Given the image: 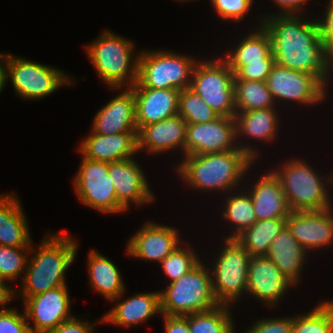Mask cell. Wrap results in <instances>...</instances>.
<instances>
[{
	"label": "cell",
	"instance_id": "1",
	"mask_svg": "<svg viewBox=\"0 0 333 333\" xmlns=\"http://www.w3.org/2000/svg\"><path fill=\"white\" fill-rule=\"evenodd\" d=\"M303 18L293 14H273L260 20L271 37L275 63L310 73L326 87L333 61L325 51L317 19Z\"/></svg>",
	"mask_w": 333,
	"mask_h": 333
},
{
	"label": "cell",
	"instance_id": "2",
	"mask_svg": "<svg viewBox=\"0 0 333 333\" xmlns=\"http://www.w3.org/2000/svg\"><path fill=\"white\" fill-rule=\"evenodd\" d=\"M24 273L20 296L28 297L65 286V273L77 256L76 241L67 234H49L39 248H33Z\"/></svg>",
	"mask_w": 333,
	"mask_h": 333
},
{
	"label": "cell",
	"instance_id": "3",
	"mask_svg": "<svg viewBox=\"0 0 333 333\" xmlns=\"http://www.w3.org/2000/svg\"><path fill=\"white\" fill-rule=\"evenodd\" d=\"M178 174L189 186L204 191H231L241 182L243 175L255 160L243 149L220 153L184 156ZM235 188V189H234Z\"/></svg>",
	"mask_w": 333,
	"mask_h": 333
},
{
	"label": "cell",
	"instance_id": "4",
	"mask_svg": "<svg viewBox=\"0 0 333 333\" xmlns=\"http://www.w3.org/2000/svg\"><path fill=\"white\" fill-rule=\"evenodd\" d=\"M90 44L86 47L88 57L108 87L113 90L126 84V87H131L138 80L139 53L136 57L133 55V42L103 31Z\"/></svg>",
	"mask_w": 333,
	"mask_h": 333
},
{
	"label": "cell",
	"instance_id": "5",
	"mask_svg": "<svg viewBox=\"0 0 333 333\" xmlns=\"http://www.w3.org/2000/svg\"><path fill=\"white\" fill-rule=\"evenodd\" d=\"M283 164L272 172L279 179L291 211H319L332 207L324 182L327 186L333 184V174L325 176L327 179L321 178L308 163L299 159Z\"/></svg>",
	"mask_w": 333,
	"mask_h": 333
},
{
	"label": "cell",
	"instance_id": "6",
	"mask_svg": "<svg viewBox=\"0 0 333 333\" xmlns=\"http://www.w3.org/2000/svg\"><path fill=\"white\" fill-rule=\"evenodd\" d=\"M200 262L190 272L169 283L160 291L161 314L186 316L218 306L212 287V276Z\"/></svg>",
	"mask_w": 333,
	"mask_h": 333
},
{
	"label": "cell",
	"instance_id": "7",
	"mask_svg": "<svg viewBox=\"0 0 333 333\" xmlns=\"http://www.w3.org/2000/svg\"><path fill=\"white\" fill-rule=\"evenodd\" d=\"M0 59L4 86L10 78L16 93L24 99H41L54 93L61 86L75 83L70 76L67 77L55 67L7 53H0Z\"/></svg>",
	"mask_w": 333,
	"mask_h": 333
},
{
	"label": "cell",
	"instance_id": "8",
	"mask_svg": "<svg viewBox=\"0 0 333 333\" xmlns=\"http://www.w3.org/2000/svg\"><path fill=\"white\" fill-rule=\"evenodd\" d=\"M198 61L193 57L166 50L142 51L139 54L138 82L152 89L190 88Z\"/></svg>",
	"mask_w": 333,
	"mask_h": 333
},
{
	"label": "cell",
	"instance_id": "9",
	"mask_svg": "<svg viewBox=\"0 0 333 333\" xmlns=\"http://www.w3.org/2000/svg\"><path fill=\"white\" fill-rule=\"evenodd\" d=\"M222 57L198 61L190 89L220 116L235 117L234 72ZM213 60V61H212Z\"/></svg>",
	"mask_w": 333,
	"mask_h": 333
},
{
	"label": "cell",
	"instance_id": "10",
	"mask_svg": "<svg viewBox=\"0 0 333 333\" xmlns=\"http://www.w3.org/2000/svg\"><path fill=\"white\" fill-rule=\"evenodd\" d=\"M224 248L211 272L212 287L218 304L229 306L247 292L250 254L237 241L225 238ZM245 291V292H244Z\"/></svg>",
	"mask_w": 333,
	"mask_h": 333
},
{
	"label": "cell",
	"instance_id": "11",
	"mask_svg": "<svg viewBox=\"0 0 333 333\" xmlns=\"http://www.w3.org/2000/svg\"><path fill=\"white\" fill-rule=\"evenodd\" d=\"M236 140L235 117L219 116L211 122L187 124L185 156L220 153L241 148L254 160L258 157L256 148L248 144L247 146L236 144Z\"/></svg>",
	"mask_w": 333,
	"mask_h": 333
},
{
	"label": "cell",
	"instance_id": "12",
	"mask_svg": "<svg viewBox=\"0 0 333 333\" xmlns=\"http://www.w3.org/2000/svg\"><path fill=\"white\" fill-rule=\"evenodd\" d=\"M109 163L82 158L74 177V189L84 205L103 213L126 211L117 201L114 184L108 175Z\"/></svg>",
	"mask_w": 333,
	"mask_h": 333
},
{
	"label": "cell",
	"instance_id": "13",
	"mask_svg": "<svg viewBox=\"0 0 333 333\" xmlns=\"http://www.w3.org/2000/svg\"><path fill=\"white\" fill-rule=\"evenodd\" d=\"M276 103L283 100L314 105L326 99V87L312 74L273 65L266 80Z\"/></svg>",
	"mask_w": 333,
	"mask_h": 333
},
{
	"label": "cell",
	"instance_id": "14",
	"mask_svg": "<svg viewBox=\"0 0 333 333\" xmlns=\"http://www.w3.org/2000/svg\"><path fill=\"white\" fill-rule=\"evenodd\" d=\"M23 303L27 320L34 324L29 326L31 333H46L74 317L67 285L28 297Z\"/></svg>",
	"mask_w": 333,
	"mask_h": 333
},
{
	"label": "cell",
	"instance_id": "15",
	"mask_svg": "<svg viewBox=\"0 0 333 333\" xmlns=\"http://www.w3.org/2000/svg\"><path fill=\"white\" fill-rule=\"evenodd\" d=\"M293 285L267 256H251L247 293L274 308Z\"/></svg>",
	"mask_w": 333,
	"mask_h": 333
},
{
	"label": "cell",
	"instance_id": "16",
	"mask_svg": "<svg viewBox=\"0 0 333 333\" xmlns=\"http://www.w3.org/2000/svg\"><path fill=\"white\" fill-rule=\"evenodd\" d=\"M178 230L166 225L146 222L129 239L126 252L131 257L161 263L181 244Z\"/></svg>",
	"mask_w": 333,
	"mask_h": 333
},
{
	"label": "cell",
	"instance_id": "17",
	"mask_svg": "<svg viewBox=\"0 0 333 333\" xmlns=\"http://www.w3.org/2000/svg\"><path fill=\"white\" fill-rule=\"evenodd\" d=\"M331 209L291 211L286 218V226L306 251L332 244L333 211Z\"/></svg>",
	"mask_w": 333,
	"mask_h": 333
},
{
	"label": "cell",
	"instance_id": "18",
	"mask_svg": "<svg viewBox=\"0 0 333 333\" xmlns=\"http://www.w3.org/2000/svg\"><path fill=\"white\" fill-rule=\"evenodd\" d=\"M143 172L132 158L109 163L108 175L114 184L117 201L125 210L130 202L142 205L155 199Z\"/></svg>",
	"mask_w": 333,
	"mask_h": 333
},
{
	"label": "cell",
	"instance_id": "19",
	"mask_svg": "<svg viewBox=\"0 0 333 333\" xmlns=\"http://www.w3.org/2000/svg\"><path fill=\"white\" fill-rule=\"evenodd\" d=\"M136 101L137 130L178 115V89H152L136 81L131 87Z\"/></svg>",
	"mask_w": 333,
	"mask_h": 333
},
{
	"label": "cell",
	"instance_id": "20",
	"mask_svg": "<svg viewBox=\"0 0 333 333\" xmlns=\"http://www.w3.org/2000/svg\"><path fill=\"white\" fill-rule=\"evenodd\" d=\"M82 157L113 163L131 159L138 151V132L101 135L91 130L78 147Z\"/></svg>",
	"mask_w": 333,
	"mask_h": 333
},
{
	"label": "cell",
	"instance_id": "21",
	"mask_svg": "<svg viewBox=\"0 0 333 333\" xmlns=\"http://www.w3.org/2000/svg\"><path fill=\"white\" fill-rule=\"evenodd\" d=\"M91 130L101 135L138 132L136 101L130 87L111 99L97 112Z\"/></svg>",
	"mask_w": 333,
	"mask_h": 333
},
{
	"label": "cell",
	"instance_id": "22",
	"mask_svg": "<svg viewBox=\"0 0 333 333\" xmlns=\"http://www.w3.org/2000/svg\"><path fill=\"white\" fill-rule=\"evenodd\" d=\"M186 128L187 122L179 114L143 126L138 131V151L158 154L179 148L185 156Z\"/></svg>",
	"mask_w": 333,
	"mask_h": 333
},
{
	"label": "cell",
	"instance_id": "23",
	"mask_svg": "<svg viewBox=\"0 0 333 333\" xmlns=\"http://www.w3.org/2000/svg\"><path fill=\"white\" fill-rule=\"evenodd\" d=\"M252 186L247 192L251 196L257 221L288 217L291 209L279 179L272 170L263 174Z\"/></svg>",
	"mask_w": 333,
	"mask_h": 333
},
{
	"label": "cell",
	"instance_id": "24",
	"mask_svg": "<svg viewBox=\"0 0 333 333\" xmlns=\"http://www.w3.org/2000/svg\"><path fill=\"white\" fill-rule=\"evenodd\" d=\"M157 313L161 314L160 292H147L120 301L98 322L131 327L148 320Z\"/></svg>",
	"mask_w": 333,
	"mask_h": 333
},
{
	"label": "cell",
	"instance_id": "25",
	"mask_svg": "<svg viewBox=\"0 0 333 333\" xmlns=\"http://www.w3.org/2000/svg\"><path fill=\"white\" fill-rule=\"evenodd\" d=\"M30 236L18 197L12 193L0 195V245L31 247Z\"/></svg>",
	"mask_w": 333,
	"mask_h": 333
},
{
	"label": "cell",
	"instance_id": "26",
	"mask_svg": "<svg viewBox=\"0 0 333 333\" xmlns=\"http://www.w3.org/2000/svg\"><path fill=\"white\" fill-rule=\"evenodd\" d=\"M308 253L294 238L287 226L273 239L266 255L276 264L284 276L295 285L300 281V272Z\"/></svg>",
	"mask_w": 333,
	"mask_h": 333
},
{
	"label": "cell",
	"instance_id": "27",
	"mask_svg": "<svg viewBox=\"0 0 333 333\" xmlns=\"http://www.w3.org/2000/svg\"><path fill=\"white\" fill-rule=\"evenodd\" d=\"M89 284L104 298L110 301L123 296L124 281L117 266L104 255L91 250L88 255Z\"/></svg>",
	"mask_w": 333,
	"mask_h": 333
},
{
	"label": "cell",
	"instance_id": "28",
	"mask_svg": "<svg viewBox=\"0 0 333 333\" xmlns=\"http://www.w3.org/2000/svg\"><path fill=\"white\" fill-rule=\"evenodd\" d=\"M262 24L263 20L260 21V27L256 28V31H252L245 38H242L237 47H234L232 52L228 51L226 57L223 58L233 72L246 65L247 62L275 59L272 53L271 37Z\"/></svg>",
	"mask_w": 333,
	"mask_h": 333
},
{
	"label": "cell",
	"instance_id": "29",
	"mask_svg": "<svg viewBox=\"0 0 333 333\" xmlns=\"http://www.w3.org/2000/svg\"><path fill=\"white\" fill-rule=\"evenodd\" d=\"M275 108L238 112L235 116L237 139L242 135L258 141H270L277 135L278 115ZM240 135V136H238Z\"/></svg>",
	"mask_w": 333,
	"mask_h": 333
},
{
	"label": "cell",
	"instance_id": "30",
	"mask_svg": "<svg viewBox=\"0 0 333 333\" xmlns=\"http://www.w3.org/2000/svg\"><path fill=\"white\" fill-rule=\"evenodd\" d=\"M286 226V218L256 221L236 239L250 256H266L273 239Z\"/></svg>",
	"mask_w": 333,
	"mask_h": 333
},
{
	"label": "cell",
	"instance_id": "31",
	"mask_svg": "<svg viewBox=\"0 0 333 333\" xmlns=\"http://www.w3.org/2000/svg\"><path fill=\"white\" fill-rule=\"evenodd\" d=\"M234 97L237 113L275 107L266 81L234 79Z\"/></svg>",
	"mask_w": 333,
	"mask_h": 333
},
{
	"label": "cell",
	"instance_id": "32",
	"mask_svg": "<svg viewBox=\"0 0 333 333\" xmlns=\"http://www.w3.org/2000/svg\"><path fill=\"white\" fill-rule=\"evenodd\" d=\"M225 202L223 218L235 227V232L226 238L236 239L257 221L251 196L246 191L238 192L235 195H229Z\"/></svg>",
	"mask_w": 333,
	"mask_h": 333
},
{
	"label": "cell",
	"instance_id": "33",
	"mask_svg": "<svg viewBox=\"0 0 333 333\" xmlns=\"http://www.w3.org/2000/svg\"><path fill=\"white\" fill-rule=\"evenodd\" d=\"M231 306L218 305L213 309L188 315L191 333H235Z\"/></svg>",
	"mask_w": 333,
	"mask_h": 333
},
{
	"label": "cell",
	"instance_id": "34",
	"mask_svg": "<svg viewBox=\"0 0 333 333\" xmlns=\"http://www.w3.org/2000/svg\"><path fill=\"white\" fill-rule=\"evenodd\" d=\"M292 333H333V301L320 302L309 313L293 317Z\"/></svg>",
	"mask_w": 333,
	"mask_h": 333
},
{
	"label": "cell",
	"instance_id": "35",
	"mask_svg": "<svg viewBox=\"0 0 333 333\" xmlns=\"http://www.w3.org/2000/svg\"><path fill=\"white\" fill-rule=\"evenodd\" d=\"M178 114L187 124L207 123L220 116L190 88L180 91Z\"/></svg>",
	"mask_w": 333,
	"mask_h": 333
},
{
	"label": "cell",
	"instance_id": "36",
	"mask_svg": "<svg viewBox=\"0 0 333 333\" xmlns=\"http://www.w3.org/2000/svg\"><path fill=\"white\" fill-rule=\"evenodd\" d=\"M199 259L194 250L188 246L186 248L179 245L160 264L164 274L169 277L170 283H172L197 266L201 262Z\"/></svg>",
	"mask_w": 333,
	"mask_h": 333
},
{
	"label": "cell",
	"instance_id": "37",
	"mask_svg": "<svg viewBox=\"0 0 333 333\" xmlns=\"http://www.w3.org/2000/svg\"><path fill=\"white\" fill-rule=\"evenodd\" d=\"M30 249L0 245V280H17L20 274L25 273Z\"/></svg>",
	"mask_w": 333,
	"mask_h": 333
},
{
	"label": "cell",
	"instance_id": "38",
	"mask_svg": "<svg viewBox=\"0 0 333 333\" xmlns=\"http://www.w3.org/2000/svg\"><path fill=\"white\" fill-rule=\"evenodd\" d=\"M211 2L221 19L240 22L249 12L253 0H211Z\"/></svg>",
	"mask_w": 333,
	"mask_h": 333
},
{
	"label": "cell",
	"instance_id": "39",
	"mask_svg": "<svg viewBox=\"0 0 333 333\" xmlns=\"http://www.w3.org/2000/svg\"><path fill=\"white\" fill-rule=\"evenodd\" d=\"M275 64V59H262V62H247L234 72V79L266 81Z\"/></svg>",
	"mask_w": 333,
	"mask_h": 333
},
{
	"label": "cell",
	"instance_id": "40",
	"mask_svg": "<svg viewBox=\"0 0 333 333\" xmlns=\"http://www.w3.org/2000/svg\"><path fill=\"white\" fill-rule=\"evenodd\" d=\"M19 314L12 308L0 312V333H31L24 310Z\"/></svg>",
	"mask_w": 333,
	"mask_h": 333
},
{
	"label": "cell",
	"instance_id": "41",
	"mask_svg": "<svg viewBox=\"0 0 333 333\" xmlns=\"http://www.w3.org/2000/svg\"><path fill=\"white\" fill-rule=\"evenodd\" d=\"M245 333H292L293 317L263 318Z\"/></svg>",
	"mask_w": 333,
	"mask_h": 333
},
{
	"label": "cell",
	"instance_id": "42",
	"mask_svg": "<svg viewBox=\"0 0 333 333\" xmlns=\"http://www.w3.org/2000/svg\"><path fill=\"white\" fill-rule=\"evenodd\" d=\"M323 18L317 22L319 24L320 37L323 41L325 51L333 61V0H330Z\"/></svg>",
	"mask_w": 333,
	"mask_h": 333
},
{
	"label": "cell",
	"instance_id": "43",
	"mask_svg": "<svg viewBox=\"0 0 333 333\" xmlns=\"http://www.w3.org/2000/svg\"><path fill=\"white\" fill-rule=\"evenodd\" d=\"M84 321H80L75 316L68 321L62 322L56 328L47 331L46 333H93V326Z\"/></svg>",
	"mask_w": 333,
	"mask_h": 333
},
{
	"label": "cell",
	"instance_id": "44",
	"mask_svg": "<svg viewBox=\"0 0 333 333\" xmlns=\"http://www.w3.org/2000/svg\"><path fill=\"white\" fill-rule=\"evenodd\" d=\"M163 315L165 332L164 333H191L188 326V315L169 316Z\"/></svg>",
	"mask_w": 333,
	"mask_h": 333
},
{
	"label": "cell",
	"instance_id": "45",
	"mask_svg": "<svg viewBox=\"0 0 333 333\" xmlns=\"http://www.w3.org/2000/svg\"><path fill=\"white\" fill-rule=\"evenodd\" d=\"M282 9L280 13L282 15H299L301 13V9L303 8V5L306 4L308 0H272ZM300 12V13H299Z\"/></svg>",
	"mask_w": 333,
	"mask_h": 333
},
{
	"label": "cell",
	"instance_id": "46",
	"mask_svg": "<svg viewBox=\"0 0 333 333\" xmlns=\"http://www.w3.org/2000/svg\"><path fill=\"white\" fill-rule=\"evenodd\" d=\"M5 282L6 281L0 280V306L2 305L3 307L2 309H0V312L10 309H5V305H7V303L11 301L15 295L13 293L15 291L12 290L13 288L6 286Z\"/></svg>",
	"mask_w": 333,
	"mask_h": 333
},
{
	"label": "cell",
	"instance_id": "47",
	"mask_svg": "<svg viewBox=\"0 0 333 333\" xmlns=\"http://www.w3.org/2000/svg\"><path fill=\"white\" fill-rule=\"evenodd\" d=\"M3 88H4L3 66L0 59V93L2 92Z\"/></svg>",
	"mask_w": 333,
	"mask_h": 333
},
{
	"label": "cell",
	"instance_id": "48",
	"mask_svg": "<svg viewBox=\"0 0 333 333\" xmlns=\"http://www.w3.org/2000/svg\"><path fill=\"white\" fill-rule=\"evenodd\" d=\"M186 2V1H189V0H179V2ZM190 1H193V0H190Z\"/></svg>",
	"mask_w": 333,
	"mask_h": 333
}]
</instances>
